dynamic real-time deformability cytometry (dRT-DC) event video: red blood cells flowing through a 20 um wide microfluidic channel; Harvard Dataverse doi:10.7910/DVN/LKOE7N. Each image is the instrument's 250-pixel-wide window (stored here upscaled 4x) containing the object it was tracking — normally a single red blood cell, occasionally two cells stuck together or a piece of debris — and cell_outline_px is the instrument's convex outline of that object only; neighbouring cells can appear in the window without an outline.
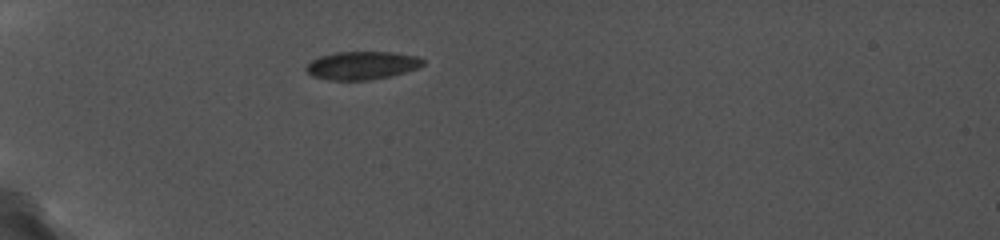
{"species": "common noctule bat (a hibernating species)", "species_latin": "Nyctalus noctula", "temperature_condition": "cold", "stored_images_in_passage": 2, "camera_frame_rate_fps": 5000, "um_per_image_px": 0.085, "animal": {"sex": "female", "body_mass_g": 19.0, "forearm_length_mm": 56.7}, "frame": {"image": 1, "passage_image": 1, "time_ms": 0.0, "image_size_px": [1000, 240], "cell_outline_px": [[424, 64], [416, 68], [404, 72], [388, 76], [368, 80], [328, 80], [312, 76], [304, 68], [312, 60], [320, 56], [336, 52], [392, 52], [416, 56], [424, 60]], "centroid_in_image_um": [30.73, 5.56], "position_along_channel_um": 54.3, "area_um2": 18.96}}